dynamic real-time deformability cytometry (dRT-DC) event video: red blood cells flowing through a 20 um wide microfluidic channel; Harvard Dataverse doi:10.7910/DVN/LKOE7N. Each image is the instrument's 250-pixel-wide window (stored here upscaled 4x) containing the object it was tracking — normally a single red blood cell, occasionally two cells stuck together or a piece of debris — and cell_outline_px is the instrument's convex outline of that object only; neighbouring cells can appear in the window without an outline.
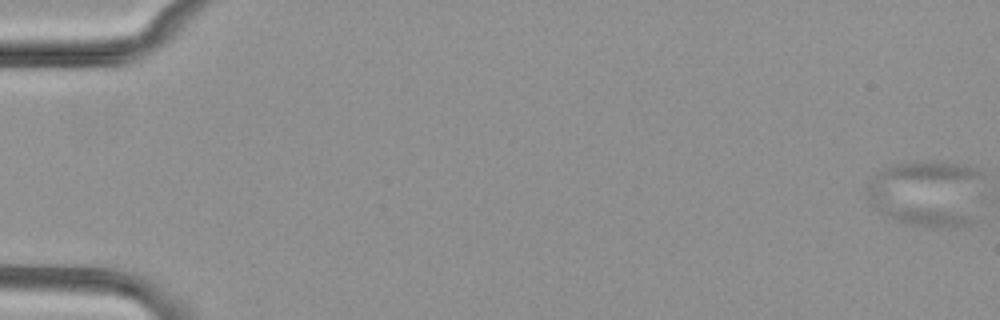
{"species": "common noctule bat (a hibernating species)", "species_latin": "Nyctalus noctula", "temperature_condition": "cold", "stored_images_in_passage": 7, "camera_frame_rate_fps": 3000, "um_per_image_px": 0.085, "animal": {"sex": "female", "body_mass_g": 29.2, "forearm_length_mm": 56.3}, "frame": {"image": 1, "passage_image": 1, "time_ms": 0.0, "image_size_px": [1000, 320], "cell_outline_px": [[984, 176], [972, 220], [968, 224], [912, 224], [900, 220], [876, 208], [868, 200], [868, 184], [876, 172], [880, 168], [888, 164], [932, 160], [968, 164], [976, 168]], "centroid_in_image_um": [78.79, 16.3], "position_along_channel_um": 6.2, "area_um2": 44.39}}